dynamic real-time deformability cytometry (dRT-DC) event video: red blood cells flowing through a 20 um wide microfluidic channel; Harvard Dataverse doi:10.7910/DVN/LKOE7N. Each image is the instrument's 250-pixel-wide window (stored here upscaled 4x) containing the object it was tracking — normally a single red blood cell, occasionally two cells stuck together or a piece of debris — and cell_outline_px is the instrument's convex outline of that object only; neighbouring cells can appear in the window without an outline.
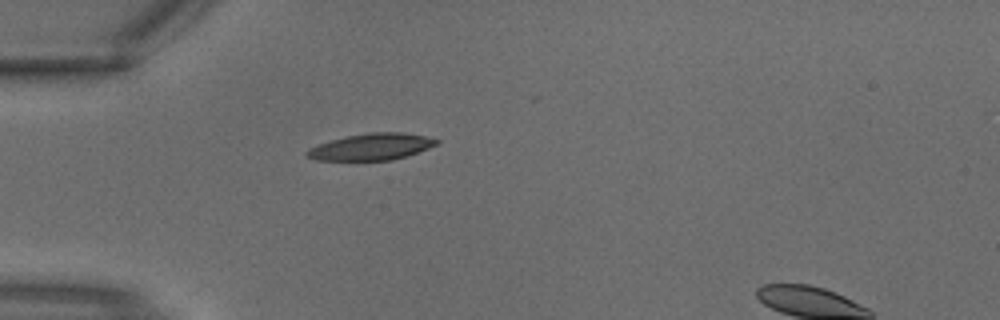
{"species": "common noctule bat (a hibernating species)", "species_latin": "Nyctalus noctula", "temperature_condition": "warm", "stored_images_in_passage": 2, "camera_frame_rate_fps": 3000, "um_per_image_px": 0.085, "animal": {"sex": "male", "body_mass_g": 18.8}, "frame": {"image": 1, "passage_image": 2, "time_ms": 0.333, "image_size_px": [1000, 320], "cell_outline_px": [[440, 140], [436, 144], [428, 148], [392, 160], [316, 160], [308, 156], [304, 152], [308, 148], [344, 136], [368, 132], [400, 132], [424, 136]], "centroid_in_image_um": [31.53, 12.47], "position_along_channel_um": 53.5, "area_um2": 19.83}}